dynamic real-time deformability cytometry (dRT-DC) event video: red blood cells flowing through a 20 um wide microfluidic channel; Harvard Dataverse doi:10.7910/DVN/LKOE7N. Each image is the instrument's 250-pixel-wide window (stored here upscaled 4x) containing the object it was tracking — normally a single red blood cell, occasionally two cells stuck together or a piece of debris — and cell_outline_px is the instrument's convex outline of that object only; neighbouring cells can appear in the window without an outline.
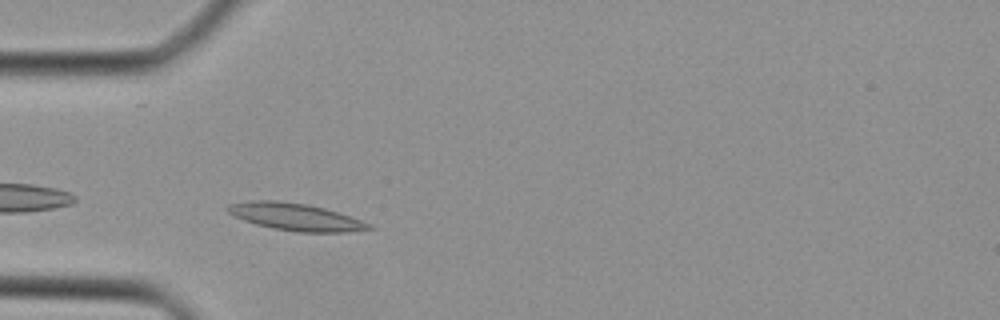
{"species": "Egyptian fruit bat (a non-hibernating species)", "species_latin": "Rousettus aegyptiacus", "temperature_condition": "cold", "stored_images_in_passage": 32, "camera_frame_rate_fps": 3000, "um_per_image_px": 0.085, "animal": {"sex": "female"}, "frame": {"image": 1, "passage_image": 3, "time_ms": 0.667, "image_size_px": [1000, 320], "cell_outline_px": [[376, 228], [344, 232], [296, 232], [272, 228], [256, 224], [244, 220], [228, 212], [224, 208], [228, 204], [252, 200], [276, 200], [308, 204], [324, 208], [372, 224]], "centroid_in_image_um": [25.09, 18.43], "position_along_channel_um": 59.9, "area_um2": 22.31}}
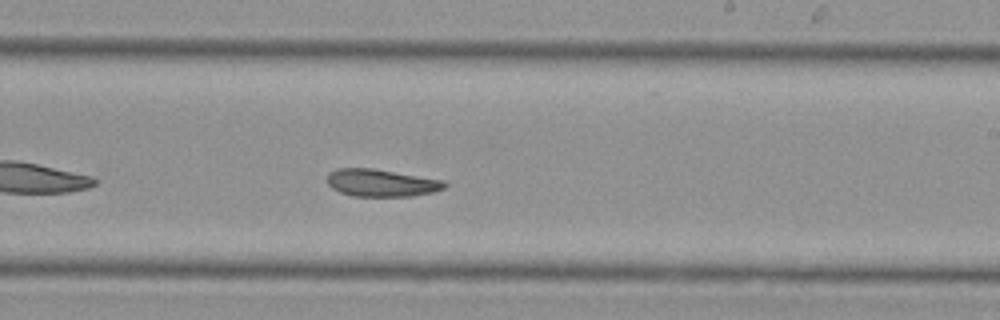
{"frame": {"image": 2, "passage_image": 15, "time_ms": 4.667, "image_size_px": [1000, 320], "cell_outline_px": [[448, 184], [444, 188], [432, 192], [412, 196], [352, 196], [340, 192], [332, 188], [328, 184], [328, 172], [336, 168], [372, 168], [444, 180]], "centroid_in_image_um": [32.4, 15.54], "position_along_channel_um": 256.6, "area_um2": 18.73}}
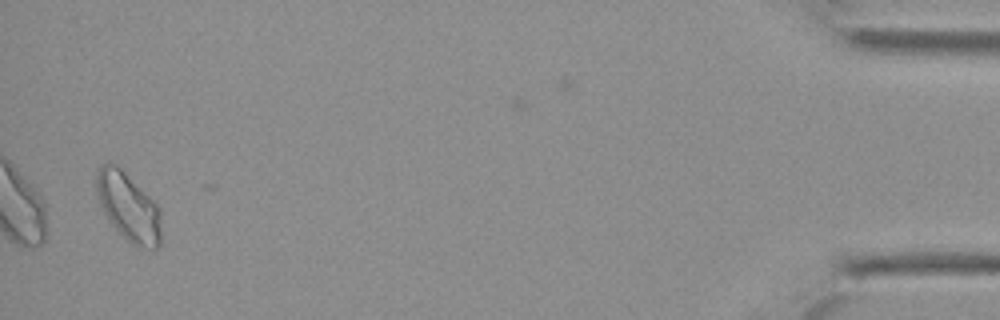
{"frame": {"image": 3, "passage_image": 30, "time_ms": 9.667, "image_size_px": [1000, 320], "cell_outline_px": [[160, 248], [136, 248], [112, 224], [104, 212], [100, 204], [96, 192], [96, 172], [100, 164], [108, 160], [116, 164], [160, 208]], "centroid_in_image_um": [10.89, 17.57], "position_along_channel_um": 424.3, "area_um2": 25.55}}